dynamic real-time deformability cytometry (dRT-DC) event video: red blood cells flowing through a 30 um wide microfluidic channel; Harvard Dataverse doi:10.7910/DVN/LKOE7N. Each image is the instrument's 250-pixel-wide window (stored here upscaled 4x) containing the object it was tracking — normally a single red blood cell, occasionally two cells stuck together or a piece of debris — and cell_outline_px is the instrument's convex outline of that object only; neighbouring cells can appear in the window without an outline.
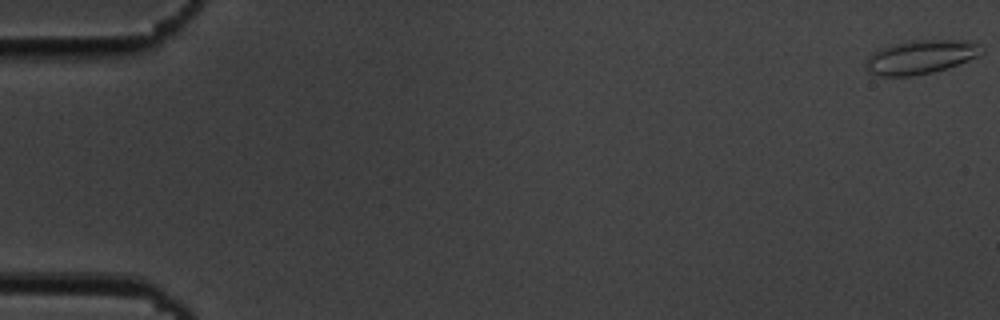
{"species": "common noctule bat (a hibernating species)", "species_latin": "Nyctalus noctula", "temperature_condition": "cold", "stored_images_in_passage": 10, "camera_frame_rate_fps": 3000, "um_per_image_px": 0.085, "animal": {"sex": "male", "body_mass_g": 19.5, "forearm_length_mm": 54.6}, "frame": {"image": 1, "passage_image": 1, "time_ms": 0.0, "image_size_px": [1000, 320], "cell_outline_px": [[984, 52], [968, 60], [948, 68], [932, 72], [912, 76], [880, 76], [868, 72], [864, 68], [864, 60], [868, 56], [880, 48], [892, 44], [912, 40], [968, 40], [980, 44]], "centroid_in_image_um": [78.22, 4.84], "position_along_channel_um": 6.8, "area_um2": 23.06}}